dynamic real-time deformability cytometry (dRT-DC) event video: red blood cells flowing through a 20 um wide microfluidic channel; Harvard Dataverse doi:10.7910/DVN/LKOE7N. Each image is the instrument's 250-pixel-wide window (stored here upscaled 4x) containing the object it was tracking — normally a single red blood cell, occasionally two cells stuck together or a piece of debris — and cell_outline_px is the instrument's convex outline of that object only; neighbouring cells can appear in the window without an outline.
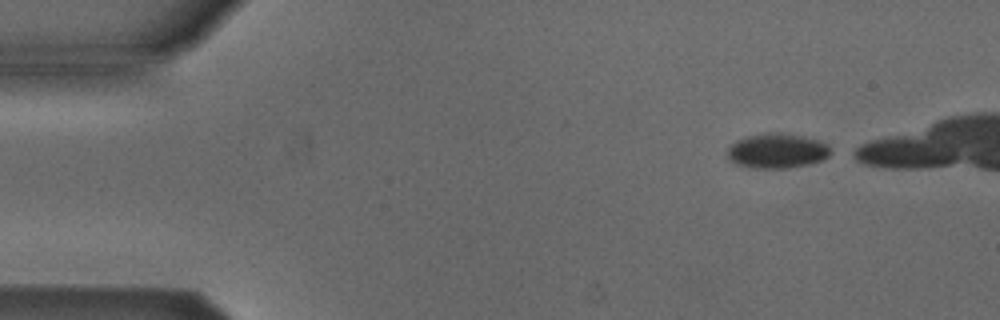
{"species": "Egyptian fruit bat (a non-hibernating species)", "species_latin": "Rousettus aegyptiacus", "temperature_condition": "cold", "stored_images_in_passage": 35, "camera_frame_rate_fps": 3000, "um_per_image_px": 0.085, "animal": {"sex": "male"}, "frame": {"image": 1, "passage_image": 2, "time_ms": 0.333, "image_size_px": [1000, 320], "cell_outline_px": [[836, 152], [824, 160], [812, 164], [788, 168], [748, 168], [736, 164], [728, 160], [724, 152], [736, 140], [748, 136], [800, 136], [816, 140], [828, 144]], "centroid_in_image_um": [66.08, 12.9], "position_along_channel_um": 18.9, "area_um2": 20.63}}
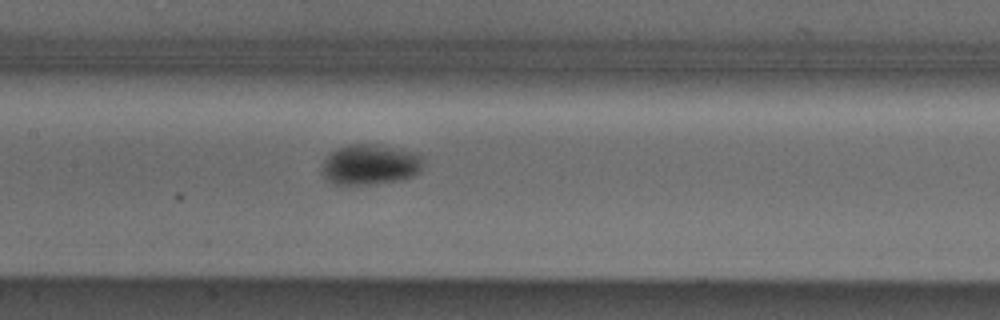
{"frame": {"image": 2, "passage_image": 21, "time_ms": 6.667, "image_size_px": [1000, 320], "cell_outline_px": [[424, 160], [420, 172], [412, 176], [400, 180], [372, 184], [336, 184], [328, 180], [320, 172], [324, 160], [332, 152], [348, 144], [380, 144], [416, 152], [424, 156]], "centroid_in_image_um": [31.51, 13.97], "position_along_channel_um": 175.9, "area_um2": 24.04}}
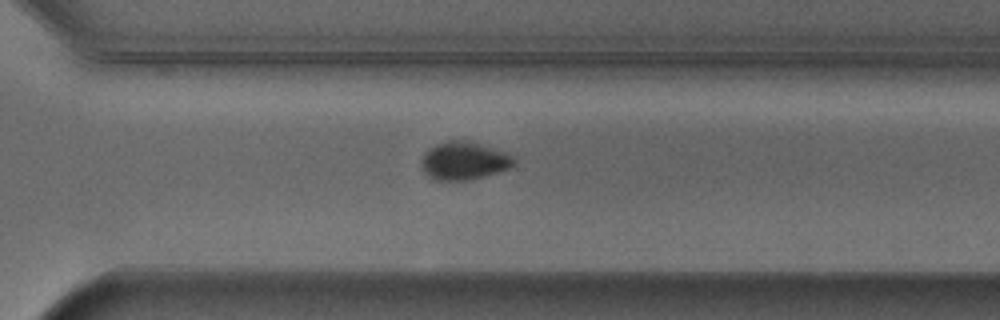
{"frame": {"image": 3, "passage_image": 33, "time_ms": 10.667, "image_size_px": [1000, 320], "cell_outline_px": [[516, 164], [508, 168], [496, 172], [468, 180], [436, 180], [428, 176], [420, 168], [420, 160], [424, 152], [428, 148], [436, 144], [448, 140], [472, 140], [508, 152], [516, 160]], "centroid_in_image_um": [39.42, 13.63], "position_along_channel_um": 331.2, "area_um2": 20.92}}